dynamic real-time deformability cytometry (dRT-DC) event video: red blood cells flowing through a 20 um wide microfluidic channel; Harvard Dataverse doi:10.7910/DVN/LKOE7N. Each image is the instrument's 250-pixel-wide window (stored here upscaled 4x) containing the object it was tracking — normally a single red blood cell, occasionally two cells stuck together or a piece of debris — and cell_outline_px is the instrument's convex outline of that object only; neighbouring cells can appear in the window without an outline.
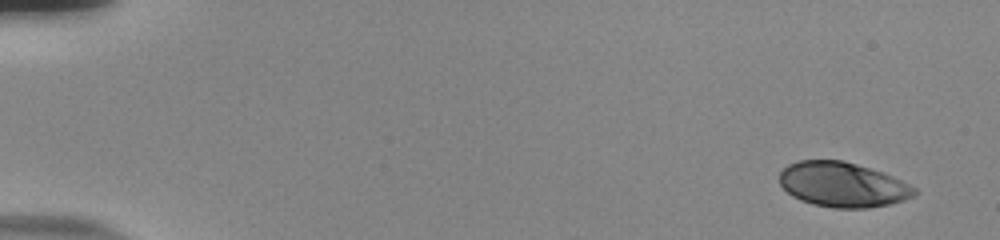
{"species": "human", "species_latin": "Homo sapiens", "temperature_condition": "room temperature", "stored_images_in_passage": 44, "camera_frame_rate_fps": 3000, "um_per_image_px": 0.085, "donor": {"sex": "male"}, "frame": {"image": 1, "passage_image": 1, "time_ms": 0.0, "image_size_px": [1000, 240], "cell_outline_px": [[916, 192], [912, 196], [904, 200], [888, 204], [868, 208], [832, 208], [812, 204], [800, 200], [792, 196], [780, 184], [780, 172], [788, 164], [796, 160], [844, 160], [884, 172], [916, 188]], "centroid_in_image_um": [71.6, 15.68], "position_along_channel_um": 13.4, "area_um2": 35.32}}
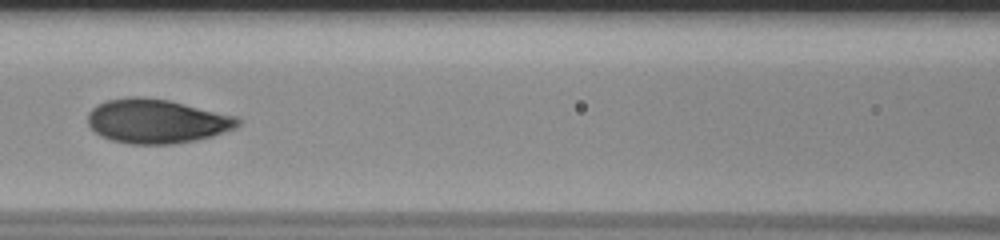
{"frame": {"image": 2, "passage_image": 24, "time_ms": 7.667, "image_size_px": [1000, 240], "cell_outline_px": [[240, 124], [236, 128], [212, 136], [196, 140], [172, 144], [128, 144], [112, 140], [100, 136], [88, 124], [88, 112], [96, 104], [108, 100], [132, 96], [140, 96], [168, 100], [236, 116], [240, 120]], "centroid_in_image_um": [13.3, 10.3], "position_along_channel_um": 153.3, "area_um2": 38.61}}
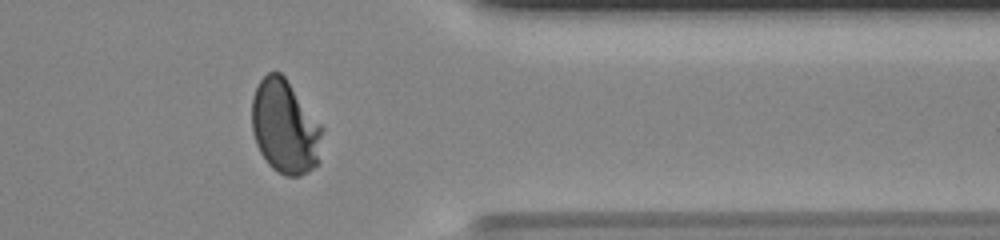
{"frame": {"image": 3, "passage_image": 43, "time_ms": 14.0, "image_size_px": [1000, 240], "cell_outline_px": [[324, 128], [316, 164], [308, 172], [300, 176], [284, 176], [272, 168], [268, 164], [260, 152], [256, 144], [252, 132], [252, 96], [260, 80], [268, 72], [280, 72], [284, 76]], "centroid_in_image_um": [24.2, 10.79], "position_along_channel_um": 387.2, "area_um2": 38.32}}